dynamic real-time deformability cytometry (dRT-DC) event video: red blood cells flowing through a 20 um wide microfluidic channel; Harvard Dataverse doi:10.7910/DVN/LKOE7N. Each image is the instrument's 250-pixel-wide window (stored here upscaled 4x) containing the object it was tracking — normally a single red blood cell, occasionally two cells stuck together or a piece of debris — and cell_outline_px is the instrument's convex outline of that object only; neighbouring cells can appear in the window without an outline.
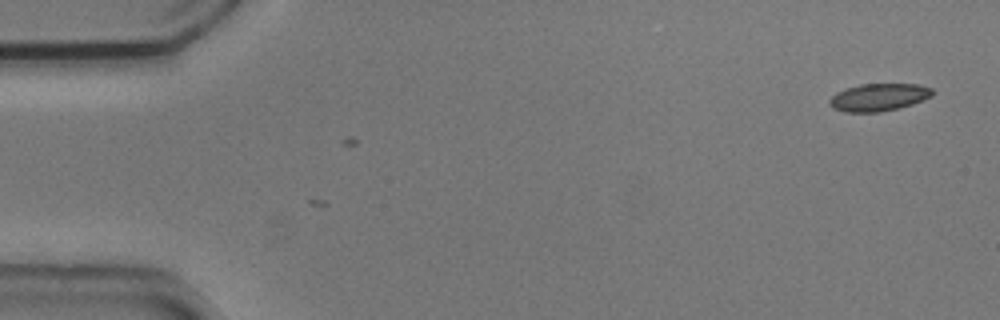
{"species": "common noctule bat (a hibernating species)", "species_latin": "Nyctalus noctula", "temperature_condition": "cold", "stored_images_in_passage": 7, "camera_frame_rate_fps": 3000, "um_per_image_px": 0.085, "animal": {"sex": "male", "body_mass_g": 20.5, "forearm_length_mm": 52.5}, "frame": {"image": 1, "passage_image": 7, "time_ms": 2.0, "image_size_px": [1000, 320], "cell_outline_px": [[936, 92], [932, 96], [912, 104], [880, 112], [844, 112], [832, 108], [828, 104], [828, 100], [836, 92], [860, 84], [920, 84], [932, 88]], "centroid_in_image_um": [74.69, 8.26], "position_along_channel_um": 10.3, "area_um2": 16.59}}